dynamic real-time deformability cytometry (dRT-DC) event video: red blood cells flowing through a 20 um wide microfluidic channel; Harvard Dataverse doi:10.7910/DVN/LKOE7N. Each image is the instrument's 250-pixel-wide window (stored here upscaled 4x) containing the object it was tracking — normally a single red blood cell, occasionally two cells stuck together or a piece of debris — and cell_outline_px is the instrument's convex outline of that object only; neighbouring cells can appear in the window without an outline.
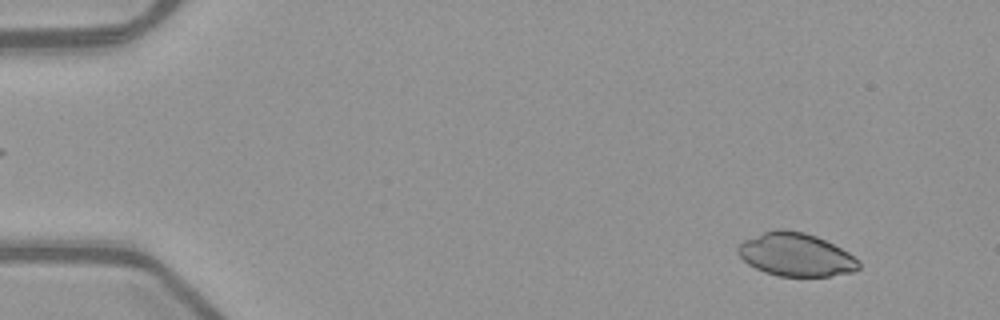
{"species": "common noctule bat (a hibernating species)", "species_latin": "Nyctalus noctula", "temperature_condition": "warm", "stored_images_in_passage": 17, "camera_frame_rate_fps": 3000, "um_per_image_px": 0.085, "animal": {"sex": "female", "body_mass_g": 21.9}, "frame": {"image": 1, "passage_image": 5, "time_ms": 1.333, "image_size_px": [1000, 320], "cell_outline_px": [[860, 268], [852, 272], [828, 276], [780, 276], [764, 272], [748, 264], [736, 252], [736, 248], [744, 240], [764, 232], [776, 228], [784, 228], [804, 232], [816, 236], [848, 252], [860, 264]], "centroid_in_image_um": [67.61, 21.64], "position_along_channel_um": 17.4, "area_um2": 30.23}}
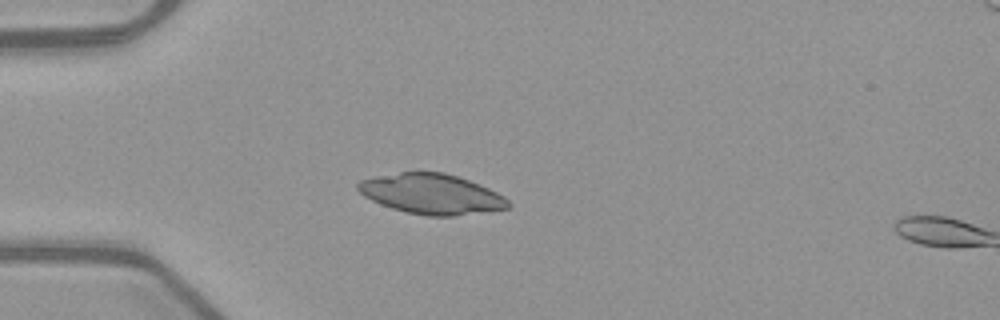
{"frame": {"image": 2, "passage_image": 15, "time_ms": 4.667, "image_size_px": [1000, 320], "cell_outline_px": [[512, 204], [508, 208], [452, 216], [428, 216], [408, 212], [392, 208], [380, 204], [364, 196], [356, 188], [356, 184], [360, 180], [376, 176], [416, 168], [444, 172], [468, 180], [488, 188], [504, 196]], "centroid_in_image_um": [36.63, 16.44], "position_along_channel_um": 48.4, "area_um2": 35.66}}